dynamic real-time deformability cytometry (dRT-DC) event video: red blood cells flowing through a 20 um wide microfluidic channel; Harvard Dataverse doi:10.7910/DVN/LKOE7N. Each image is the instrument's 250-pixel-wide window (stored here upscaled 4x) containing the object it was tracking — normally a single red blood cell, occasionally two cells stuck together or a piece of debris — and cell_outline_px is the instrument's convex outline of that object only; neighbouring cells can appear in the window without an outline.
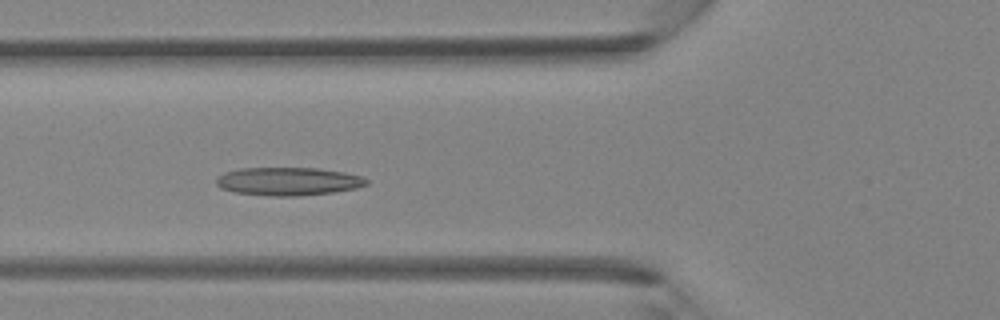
{"species": "Egyptian fruit bat (a non-hibernating species)", "species_latin": "Rousettus aegyptiacus", "temperature_condition": "room temperature", "stored_images_in_passage": 39, "camera_frame_rate_fps": 3000, "um_per_image_px": 0.085, "animal": {"sex": "female"}, "frame": {"image": 1, "passage_image": 13, "time_ms": 4.0, "image_size_px": [1000, 320], "cell_outline_px": [[368, 184], [356, 188], [332, 192], [300, 196], [268, 196], [236, 192], [220, 188], [216, 184], [216, 176], [224, 172], [240, 168], [320, 168], [344, 172], [364, 176], [368, 180]], "centroid_in_image_um": [24.5, 15.41], "position_along_channel_um": 101.3, "area_um2": 24.85}}
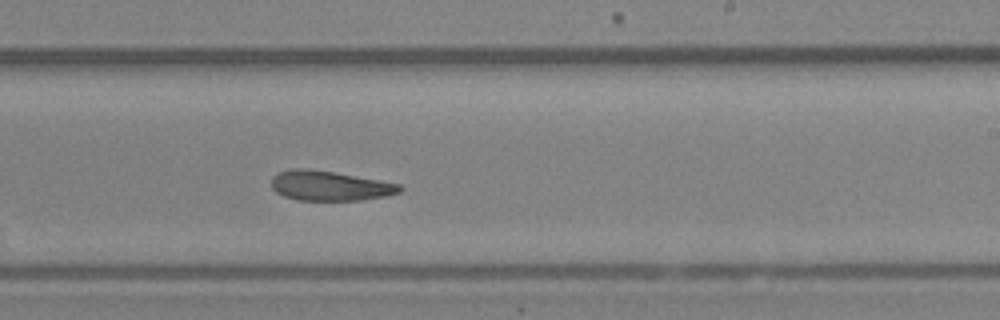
{"frame": {"image": 2, "passage_image": 23, "time_ms": 7.333, "image_size_px": [1000, 320], "cell_outline_px": [[404, 188], [400, 192], [388, 196], [360, 200], [296, 200], [284, 196], [276, 192], [272, 188], [272, 176], [280, 172], [292, 168], [308, 168], [332, 172], [400, 184]], "centroid_in_image_um": [28.02, 15.8], "position_along_channel_um": 261.0, "area_um2": 22.2}}
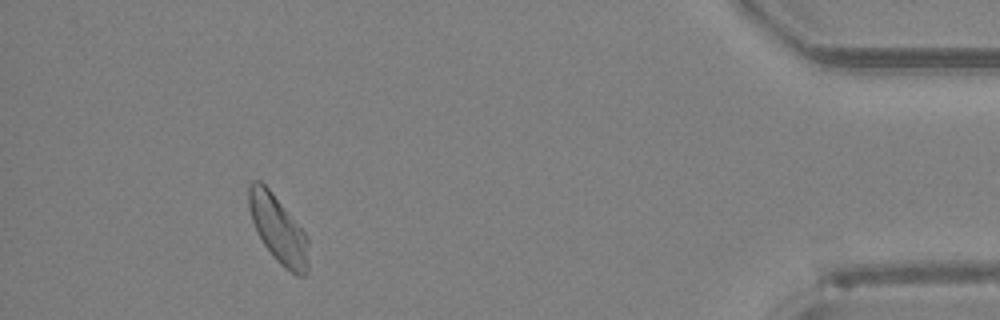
{"frame": {"image": 3, "passage_image": 36, "time_ms": 11.667, "image_size_px": [1000, 320], "cell_outline_px": [[308, 268], [304, 276], [296, 276], [284, 268], [272, 256], [256, 232], [248, 208], [248, 184], [252, 180], [260, 180], [272, 192], [304, 232], [308, 240]], "centroid_in_image_um": [23.62, 19.49], "position_along_channel_um": 411.6, "area_um2": 23.41}}